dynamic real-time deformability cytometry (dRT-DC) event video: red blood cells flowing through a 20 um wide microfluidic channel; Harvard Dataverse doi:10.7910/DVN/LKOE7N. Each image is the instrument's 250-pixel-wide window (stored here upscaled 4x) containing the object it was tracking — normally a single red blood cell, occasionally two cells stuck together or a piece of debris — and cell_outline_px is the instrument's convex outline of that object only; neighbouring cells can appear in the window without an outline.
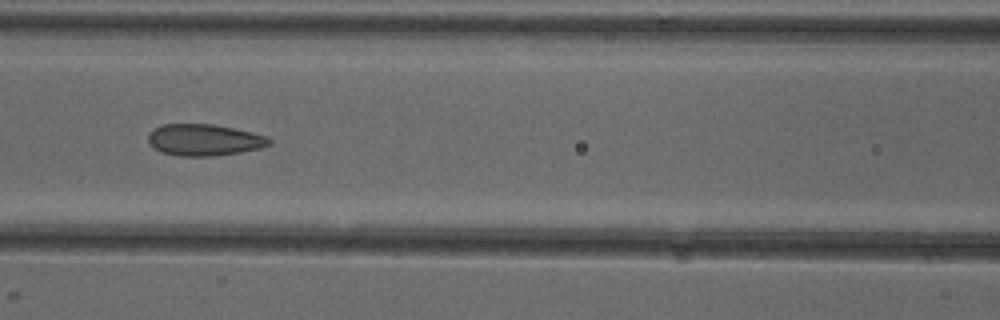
{"species": "common noctule bat (a hibernating species)", "species_latin": "Nyctalus noctula", "temperature_condition": "cold", "stored_images_in_passage": 7, "camera_frame_rate_fps": 3000, "um_per_image_px": 0.085, "animal": {"sex": "female"}, "frame": {"image": 1, "passage_image": 5, "time_ms": 5.333, "image_size_px": [1000, 320], "cell_outline_px": [[272, 144], [260, 148], [240, 152], [212, 156], [180, 156], [160, 152], [152, 148], [148, 144], [148, 132], [152, 128], [164, 124], [212, 124], [232, 128], [268, 136], [272, 140]], "centroid_in_image_um": [17.31, 11.89], "position_along_channel_um": 149.3, "area_um2": 22.48}}
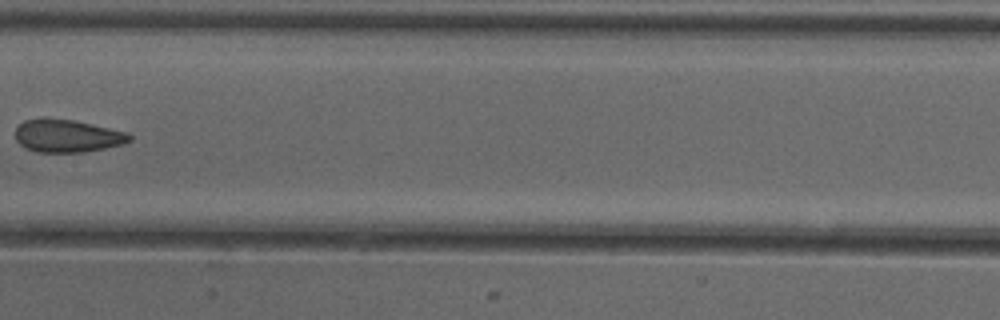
{"frame": {"image": 2, "passage_image": 6, "time_ms": 6.667, "image_size_px": [1000, 320], "cell_outline_px": [[132, 140], [124, 144], [84, 152], [36, 152], [24, 148], [16, 140], [16, 128], [24, 120], [44, 116], [72, 120], [128, 132], [132, 136]], "centroid_in_image_um": [5.69, 11.54], "position_along_channel_um": 201.7, "area_um2": 22.08}}
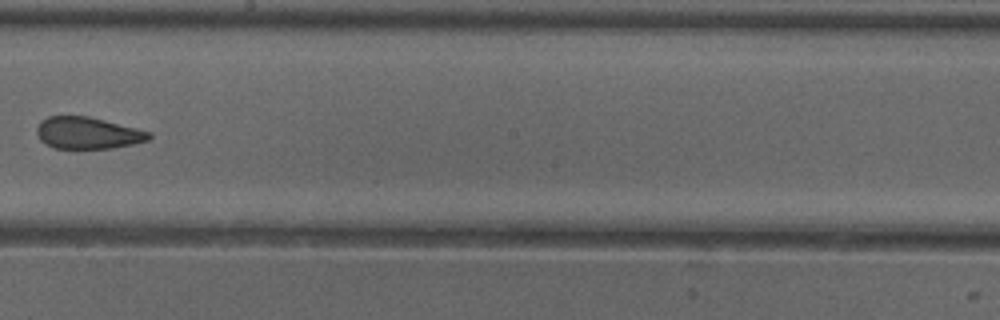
{"frame": {"image": 3, "passage_image": 7, "time_ms": 7.667, "image_size_px": [1000, 320], "cell_outline_px": [[152, 136], [148, 140], [132, 144], [112, 148], [56, 148], [40, 140], [36, 132], [36, 128], [40, 120], [48, 116], [88, 116], [152, 132]], "centroid_in_image_um": [7.45, 11.29], "position_along_channel_um": 240.8, "area_um2": 20.69}}